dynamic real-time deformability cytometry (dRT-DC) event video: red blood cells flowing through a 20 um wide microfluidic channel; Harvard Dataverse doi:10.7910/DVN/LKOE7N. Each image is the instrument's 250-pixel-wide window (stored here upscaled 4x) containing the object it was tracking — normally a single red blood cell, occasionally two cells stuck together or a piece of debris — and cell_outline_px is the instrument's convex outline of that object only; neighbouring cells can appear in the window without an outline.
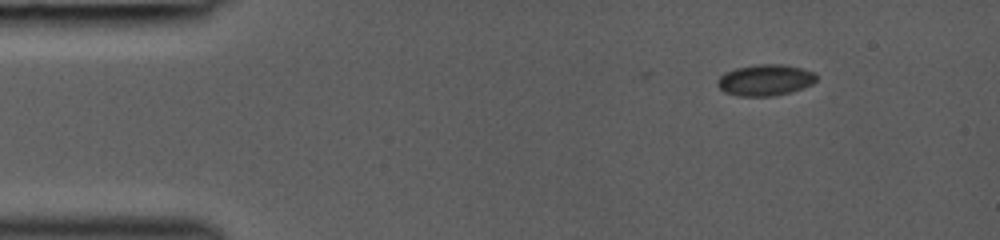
{"species": "common noctule bat (a hibernating species)", "species_latin": "Nyctalus noctula", "temperature_condition": "room temperature", "stored_images_in_passage": 39, "camera_frame_rate_fps": 3000, "um_per_image_px": 0.085, "animal": {"sex": "female", "body_mass_g": 19.0, "forearm_length_mm": 53.3}, "frame": {"image": 1, "passage_image": 1, "time_ms": 0.0, "image_size_px": [1000, 240], "cell_outline_px": [[816, 80], [812, 84], [788, 92], [772, 96], [740, 96], [724, 92], [716, 84], [716, 80], [724, 72], [736, 68], [756, 64], [784, 64], [804, 68], [812, 72], [816, 76]], "centroid_in_image_um": [65.0, 6.79], "position_along_channel_um": 20.0, "area_um2": 17.98}}
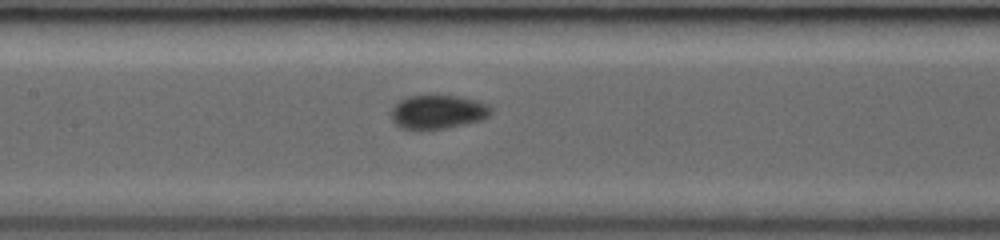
{"frame": {"image": 2, "passage_image": 17, "time_ms": 5.333, "image_size_px": [1000, 240], "cell_outline_px": [[492, 112], [488, 116], [480, 120], [444, 128], [400, 128], [392, 120], [392, 108], [400, 100], [408, 96], [428, 92], [460, 96], [476, 100], [488, 104], [492, 108]], "centroid_in_image_um": [37.22, 9.44], "position_along_channel_um": 170.2, "area_um2": 20.0}}
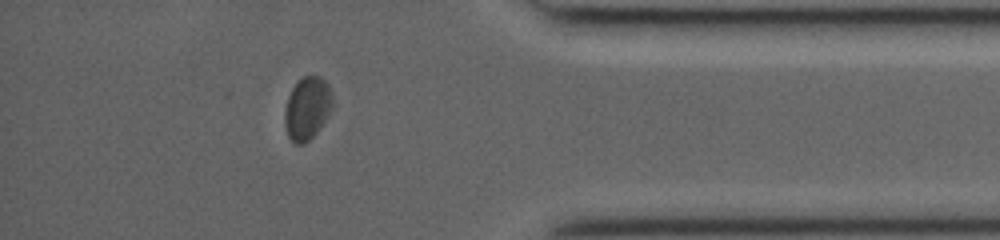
{"frame": {"image": 3, "passage_image": 34, "time_ms": 11.0, "image_size_px": [1000, 240], "cell_outline_px": [[332, 108], [328, 116], [320, 128], [304, 144], [296, 144], [288, 136], [284, 124], [284, 112], [288, 96], [292, 88], [304, 76], [320, 76], [328, 84], [332, 92]], "centroid_in_image_um": [26.11, 9.21], "position_along_channel_um": 409.1, "area_um2": 17.46}}